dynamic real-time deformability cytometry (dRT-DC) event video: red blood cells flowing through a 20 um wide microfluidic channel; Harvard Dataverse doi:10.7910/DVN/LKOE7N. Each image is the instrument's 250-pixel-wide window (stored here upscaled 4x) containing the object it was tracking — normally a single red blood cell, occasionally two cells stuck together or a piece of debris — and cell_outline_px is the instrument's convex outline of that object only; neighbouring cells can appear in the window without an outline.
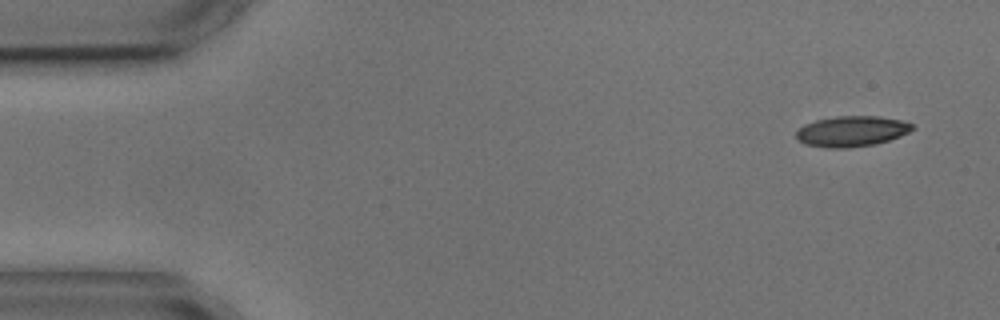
{"species": "common noctule bat (a hibernating species)", "species_latin": "Nyctalus noctula", "temperature_condition": "cold", "stored_images_in_passage": 5, "camera_frame_rate_fps": 3000, "um_per_image_px": 0.085, "animal": {"sex": "male", "body_mass_g": 17.9, "forearm_length_mm": 54.2}, "frame": {"image": 1, "passage_image": 1, "time_ms": 0.0, "image_size_px": [1000, 320], "cell_outline_px": [[916, 128], [900, 136], [876, 144], [848, 148], [828, 148], [804, 144], [796, 136], [796, 132], [804, 124], [816, 120], [836, 116], [880, 116], [900, 120], [912, 124]], "centroid_in_image_um": [72.4, 11.16], "position_along_channel_um": 12.6, "area_um2": 20.69}}
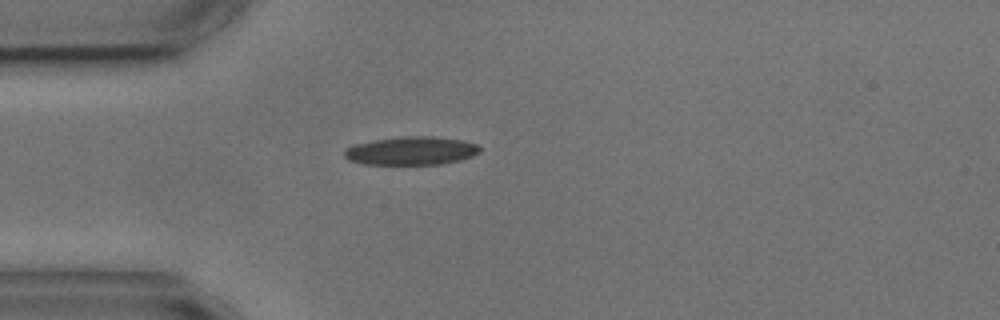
{"frame": {"image": 2, "passage_image": 4, "time_ms": 3.667, "image_size_px": [1000, 320], "cell_outline_px": [[480, 152], [472, 156], [460, 160], [440, 164], [364, 164], [348, 160], [344, 156], [344, 152], [352, 144], [400, 136], [432, 136], [464, 140], [476, 144], [480, 148]], "centroid_in_image_um": [34.96, 12.81], "position_along_channel_um": 50.0, "area_um2": 22.37}}